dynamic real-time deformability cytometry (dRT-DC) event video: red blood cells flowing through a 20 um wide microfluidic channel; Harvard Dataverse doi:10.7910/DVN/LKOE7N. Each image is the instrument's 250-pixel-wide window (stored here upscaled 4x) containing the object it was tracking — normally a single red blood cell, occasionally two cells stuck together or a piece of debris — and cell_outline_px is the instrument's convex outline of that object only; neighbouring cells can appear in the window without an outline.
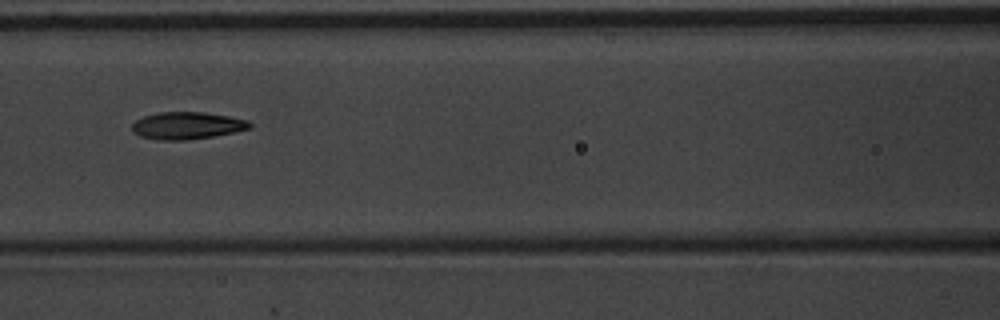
{"species": "common noctule bat (a hibernating species)", "species_latin": "Nyctalus noctula", "temperature_condition": "warm", "stored_images_in_passage": 9, "camera_frame_rate_fps": 3000, "um_per_image_px": 0.085, "animal": {"sex": "male", "body_mass_g": 20.1, "forearm_length_mm": 53.5}, "frame": {"image": 1, "passage_image": 7, "time_ms": 2.0, "image_size_px": [1000, 320], "cell_outline_px": [[252, 128], [212, 136], [188, 140], [156, 140], [140, 136], [132, 132], [132, 124], [136, 120], [144, 116], [160, 112], [204, 112], [228, 116], [248, 120], [252, 124]], "centroid_in_image_um": [15.88, 10.67], "position_along_channel_um": 150.7, "area_um2": 18.67}}
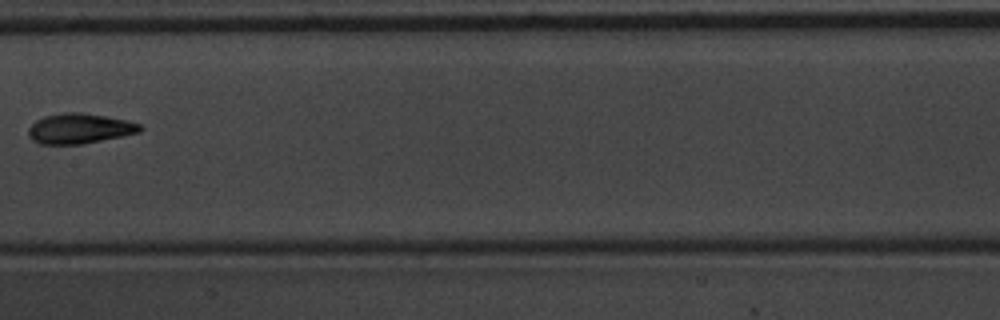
{"frame": {"image": 2, "passage_image": 8, "time_ms": 2.333, "image_size_px": [1000, 320], "cell_outline_px": [[144, 128], [140, 132], [80, 144], [40, 144], [32, 140], [28, 132], [28, 128], [36, 120], [44, 116], [64, 112], [80, 112], [108, 116], [140, 124]], "centroid_in_image_um": [6.74, 10.91], "position_along_channel_um": 200.7, "area_um2": 19.48}}
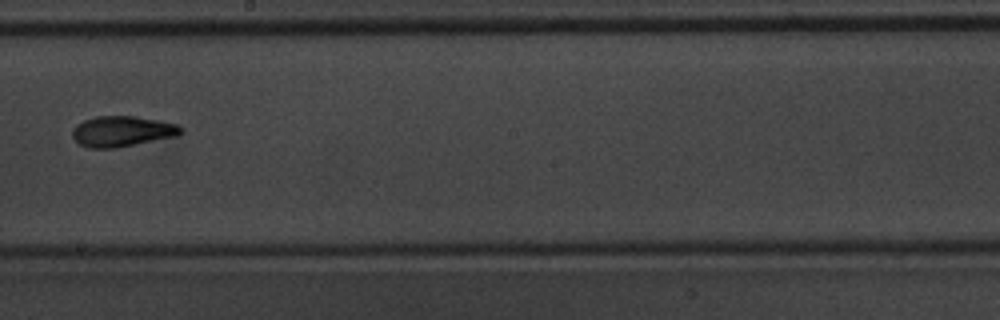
{"frame": {"image": 3, "passage_image": 9, "time_ms": 2.667, "image_size_px": [1000, 320], "cell_outline_px": [[184, 132], [176, 136], [112, 148], [88, 148], [76, 144], [72, 136], [72, 132], [76, 124], [84, 120], [96, 116], [136, 116], [176, 124], [184, 128]], "centroid_in_image_um": [10.34, 11.16], "position_along_channel_um": 237.9, "area_um2": 19.31}}